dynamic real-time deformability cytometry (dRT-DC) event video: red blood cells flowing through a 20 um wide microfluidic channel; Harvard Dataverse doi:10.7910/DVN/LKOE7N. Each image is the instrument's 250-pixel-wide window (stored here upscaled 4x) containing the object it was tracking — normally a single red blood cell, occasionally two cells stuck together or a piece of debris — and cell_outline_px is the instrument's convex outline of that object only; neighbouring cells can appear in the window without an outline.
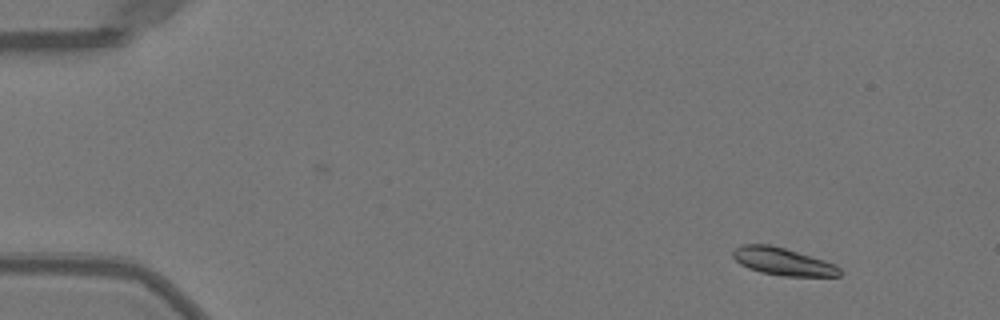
{"species": "Egyptian fruit bat (a non-hibernating species)", "species_latin": "Rousettus aegyptiacus", "temperature_condition": "warm", "stored_images_in_passage": 45, "camera_frame_rate_fps": 3000, "um_per_image_px": 0.085, "animal": {"sex": "female"}, "frame": {"image": 1, "passage_image": 6, "time_ms": 1.667, "image_size_px": [1000, 320], "cell_outline_px": [[844, 272], [840, 276], [784, 276], [760, 272], [748, 268], [740, 264], [732, 256], [732, 252], [740, 244], [768, 244], [784, 248], [824, 260], [836, 264]], "centroid_in_image_um": [66.55, 22.23], "position_along_channel_um": 18.4, "area_um2": 17.17}}
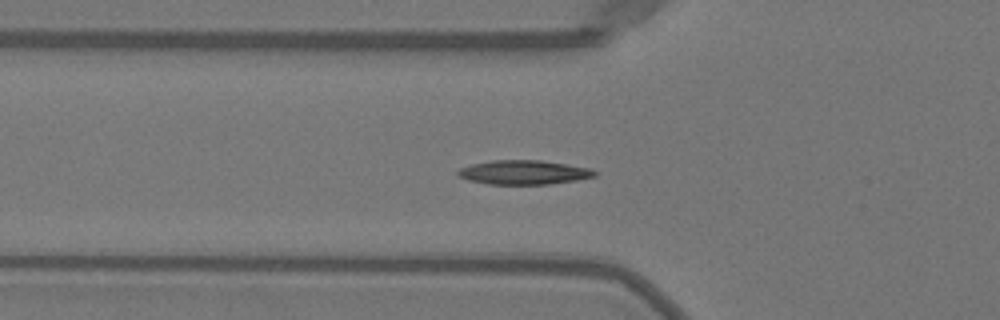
{"frame": {"image": 2, "passage_image": 19, "time_ms": 6.0, "image_size_px": [1000, 320], "cell_outline_px": [[600, 172], [596, 176], [576, 180], [548, 184], [488, 184], [468, 180], [456, 176], [456, 172], [460, 168], [472, 164], [492, 160], [540, 160], [568, 164], [592, 168]], "centroid_in_image_um": [44.54, 14.64], "position_along_channel_um": 81.3, "area_um2": 19.48}}